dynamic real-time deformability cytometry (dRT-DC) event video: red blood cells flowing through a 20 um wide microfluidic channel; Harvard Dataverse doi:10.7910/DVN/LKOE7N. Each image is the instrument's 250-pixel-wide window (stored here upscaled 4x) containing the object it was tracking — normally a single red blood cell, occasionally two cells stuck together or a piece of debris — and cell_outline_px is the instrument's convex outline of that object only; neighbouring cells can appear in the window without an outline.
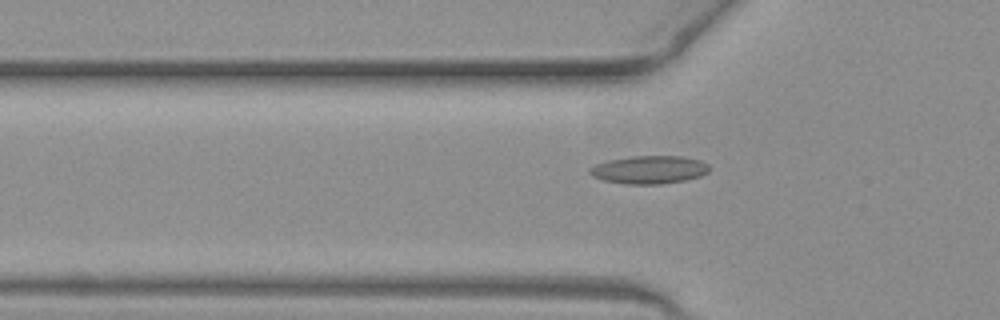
{"species": "common noctule bat (a hibernating species)", "species_latin": "Nyctalus noctula", "temperature_condition": "warm", "stored_images_in_passage": 37, "camera_frame_rate_fps": 3000, "um_per_image_px": 0.085, "animal": {"sex": "female", "body_mass_g": 19.3, "forearm_length_mm": 54.1}, "frame": {"image": 1, "passage_image": 2, "time_ms": 0.333, "image_size_px": [1000, 320], "cell_outline_px": [[708, 172], [700, 176], [684, 180], [660, 184], [628, 184], [604, 180], [592, 176], [588, 172], [588, 168], [596, 164], [608, 160], [632, 156], [684, 156], [700, 160], [708, 164]], "centroid_in_image_um": [55.17, 14.42], "position_along_channel_um": 70.6, "area_um2": 19.48}}
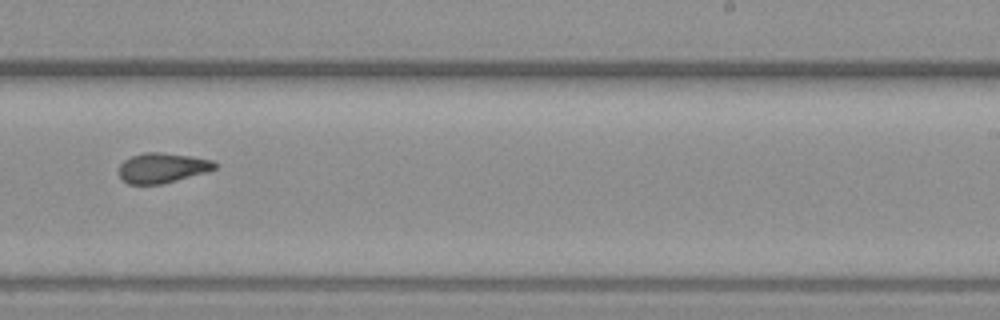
{"frame": {"image": 2, "passage_image": 17, "time_ms": 5.333, "image_size_px": [1000, 320], "cell_outline_px": [[216, 168], [204, 172], [164, 184], [128, 184], [120, 176], [120, 164], [124, 160], [132, 156], [144, 152], [160, 152], [188, 156], [212, 160], [216, 164]], "centroid_in_image_um": [13.77, 14.27], "position_along_channel_um": 275.2, "area_um2": 16.47}}
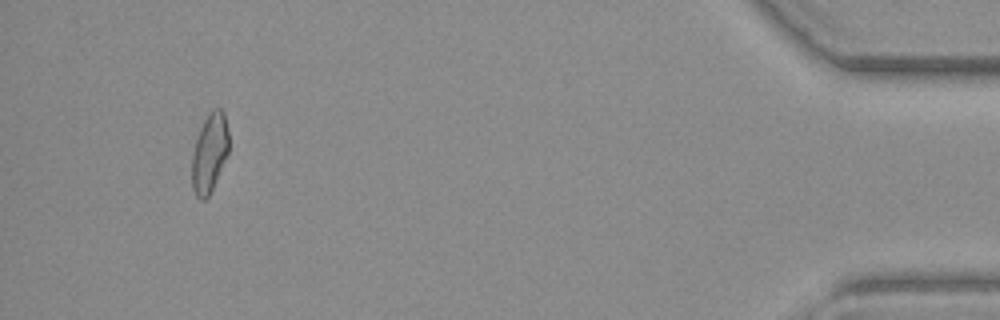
{"frame": {"image": 3, "passage_image": 33, "time_ms": 10.667, "image_size_px": [1000, 320], "cell_outline_px": [[228, 152], [212, 188], [208, 196], [204, 200], [200, 200], [196, 196], [192, 188], [192, 156], [196, 140], [200, 128], [204, 120], [212, 108], [220, 108], [224, 112], [228, 128]], "centroid_in_image_um": [17.8, 12.97], "position_along_channel_um": 417.4, "area_um2": 16.76}}